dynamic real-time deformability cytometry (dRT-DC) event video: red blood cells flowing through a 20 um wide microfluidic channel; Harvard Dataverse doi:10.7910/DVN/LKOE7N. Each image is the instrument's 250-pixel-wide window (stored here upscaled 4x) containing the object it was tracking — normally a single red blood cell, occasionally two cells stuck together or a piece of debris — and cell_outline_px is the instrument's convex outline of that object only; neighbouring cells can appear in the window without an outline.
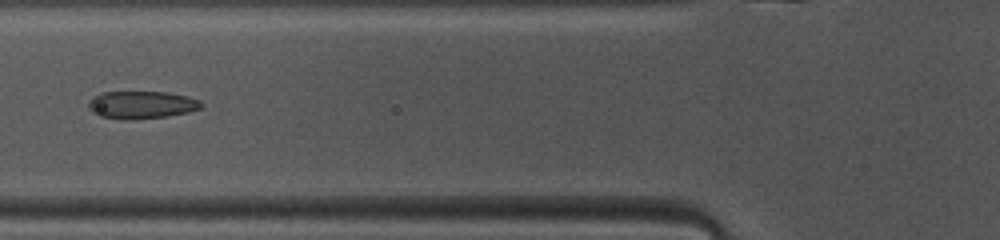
{"species": "common noctule bat (a hibernating species)", "species_latin": "Nyctalus noctula", "temperature_condition": "warm", "stored_images_in_passage": 47, "camera_frame_rate_fps": 3000, "um_per_image_px": 0.085, "animal": {"sex": "female", "body_mass_g": 10.0, "forearm_length_mm": 53.1}, "frame": {"image": 1, "passage_image": 16, "time_ms": 5.0, "image_size_px": [1000, 240], "cell_outline_px": [[204, 104], [200, 108], [188, 112], [164, 116], [100, 116], [92, 112], [88, 108], [88, 100], [92, 96], [100, 92], [168, 92], [188, 96], [200, 100]], "centroid_in_image_um": [12.05, 8.84], "position_along_channel_um": 113.8, "area_um2": 17.28}}
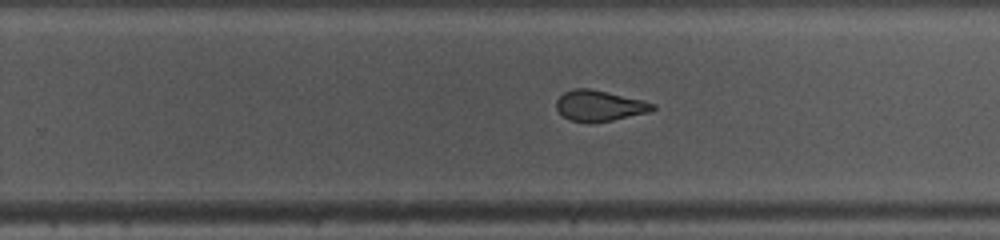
{"frame": {"image": 2, "passage_image": 28, "time_ms": 9.0, "image_size_px": [1000, 240], "cell_outline_px": [[656, 108], [648, 112], [612, 120], [592, 124], [588, 124], [568, 120], [556, 108], [556, 100], [564, 92], [572, 88], [588, 88], [644, 100], [656, 104]], "centroid_in_image_um": [50.93, 9.0], "position_along_channel_um": 278.9, "area_um2": 17.46}}
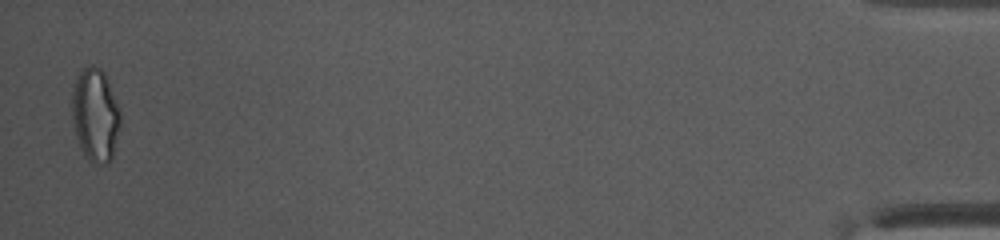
{"frame": {"image": 3, "passage_image": 46, "time_ms": 15.0, "image_size_px": [1000, 240], "cell_outline_px": [[120, 128], [112, 160], [108, 164], [104, 164], [88, 160], [80, 148], [76, 136], [72, 120], [72, 92], [76, 80], [80, 72], [84, 68], [92, 64], [100, 68], [104, 72], [120, 108]], "centroid_in_image_um": [8.12, 9.79], "position_along_channel_um": 427.1, "area_um2": 26.41}, "authors_computed_cell_mechanics": {"area_um2": 18.9584, "velocity_mm_per_s": 4.1271, "shape_relaxation_time_tau1_ms": 8.512, "shape_relaxation_time_tau2_ms": 1.4054, "deformation_change_tau1": 0.2409, "deformation_change_tau2": 0.0849}}